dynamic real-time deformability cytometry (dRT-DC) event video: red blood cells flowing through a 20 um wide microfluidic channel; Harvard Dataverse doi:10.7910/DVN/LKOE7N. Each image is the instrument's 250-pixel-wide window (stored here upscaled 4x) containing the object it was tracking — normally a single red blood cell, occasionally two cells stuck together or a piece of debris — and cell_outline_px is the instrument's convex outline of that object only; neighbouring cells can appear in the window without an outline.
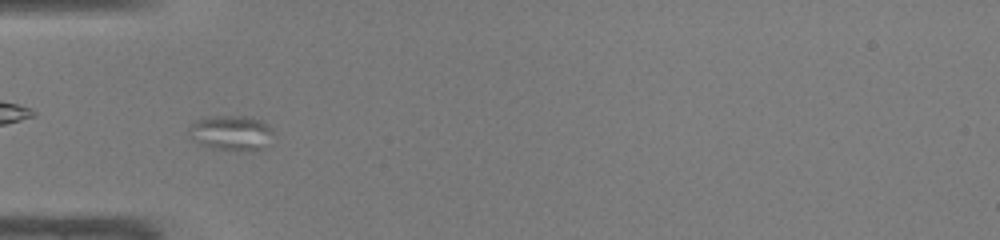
{"species": "common noctule bat (a hibernating species)", "species_latin": "Nyctalus noctula", "temperature_condition": "warm", "stored_images_in_passage": 42, "camera_frame_rate_fps": 3000, "um_per_image_px": 0.085, "animal": {"sex": "male", "body_mass_g": 19.0, "forearm_length_mm": 50.8}, "frame": {"image": 1, "passage_image": 9, "time_ms": 2.667, "image_size_px": [1000, 240], "cell_outline_px": [[272, 144], [264, 148], [244, 152], [240, 152], [212, 148], [200, 144], [192, 140], [188, 136], [188, 128], [196, 120], [204, 116], [252, 116], [268, 124], [272, 128]], "centroid_in_image_um": [19.67, 11.31], "position_along_channel_um": 65.3, "area_um2": 17.98}}
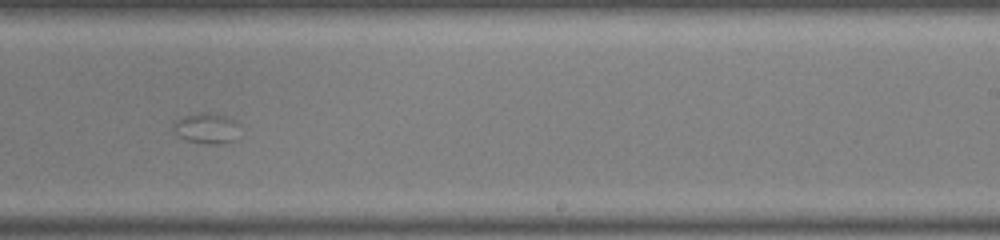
{"frame": {"image": 2, "passage_image": 24, "time_ms": 7.667, "image_size_px": [1000, 240], "cell_outline_px": [[240, 140], [224, 144], [208, 144], [184, 140], [176, 136], [172, 128], [172, 124], [176, 120], [184, 116], [196, 112], [208, 112], [224, 116], [236, 120]], "centroid_in_image_um": [17.56, 10.93], "position_along_channel_um": 271.4, "area_um2": 12.37}}
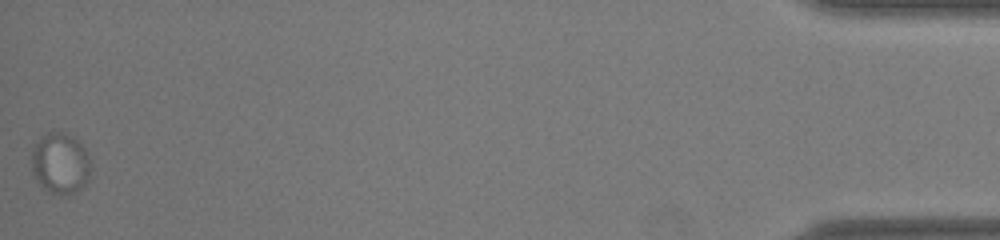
{"frame": {"image": 3, "passage_image": 42, "time_ms": 13.667, "image_size_px": [1000, 240], "cell_outline_px": [[92, 168], [88, 180], [76, 192], [52, 192], [44, 188], [40, 184], [32, 172], [32, 148], [40, 136], [48, 132], [64, 132], [72, 136], [84, 148], [88, 156]], "centroid_in_image_um": [5.12, 13.83], "position_along_channel_um": 430.1, "area_um2": 20.75}}